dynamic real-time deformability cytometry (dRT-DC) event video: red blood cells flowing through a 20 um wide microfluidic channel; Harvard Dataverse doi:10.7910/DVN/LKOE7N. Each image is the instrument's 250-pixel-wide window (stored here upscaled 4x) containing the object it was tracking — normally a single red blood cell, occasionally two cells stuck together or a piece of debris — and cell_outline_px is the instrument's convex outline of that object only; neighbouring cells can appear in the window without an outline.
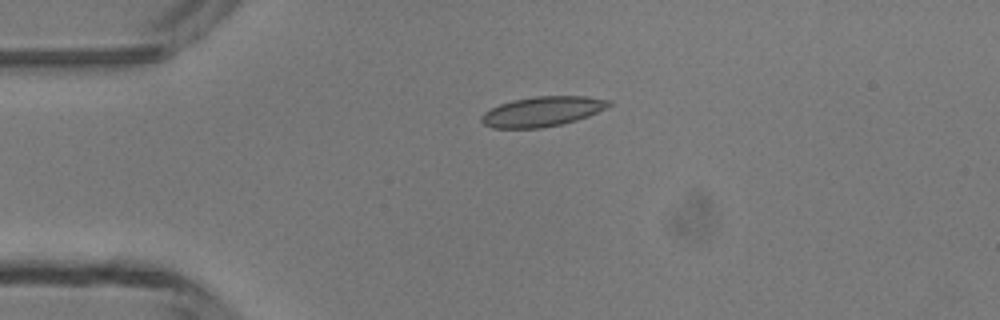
{"species": "common noctule bat (a hibernating species)", "species_latin": "Nyctalus noctula", "temperature_condition": "room temperature", "stored_images_in_passage": 5, "camera_frame_rate_fps": 3000, "um_per_image_px": 0.085, "animal": {"sex": "male", "body_mass_g": 13.3}, "frame": {"image": 1, "passage_image": 3, "time_ms": 3.0, "image_size_px": [1000, 320], "cell_outline_px": [[612, 104], [588, 116], [576, 120], [560, 124], [540, 128], [492, 128], [484, 124], [480, 120], [480, 116], [484, 112], [500, 104], [512, 100], [536, 96], [588, 96], [612, 100]], "centroid_in_image_um": [46.08, 9.47], "position_along_channel_um": 38.9, "area_um2": 22.14}}
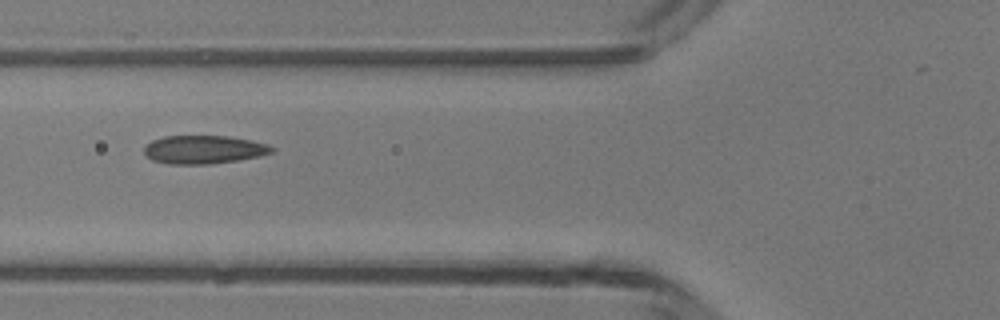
{"frame": {"image": 2, "passage_image": 5, "time_ms": 5.333, "image_size_px": [1000, 320], "cell_outline_px": [[276, 148], [272, 152], [260, 156], [212, 164], [168, 164], [152, 160], [144, 152], [144, 148], [152, 140], [164, 136], [228, 136], [252, 140], [268, 144]], "centroid_in_image_um": [17.34, 12.71], "position_along_channel_um": 108.5, "area_um2": 21.1}}